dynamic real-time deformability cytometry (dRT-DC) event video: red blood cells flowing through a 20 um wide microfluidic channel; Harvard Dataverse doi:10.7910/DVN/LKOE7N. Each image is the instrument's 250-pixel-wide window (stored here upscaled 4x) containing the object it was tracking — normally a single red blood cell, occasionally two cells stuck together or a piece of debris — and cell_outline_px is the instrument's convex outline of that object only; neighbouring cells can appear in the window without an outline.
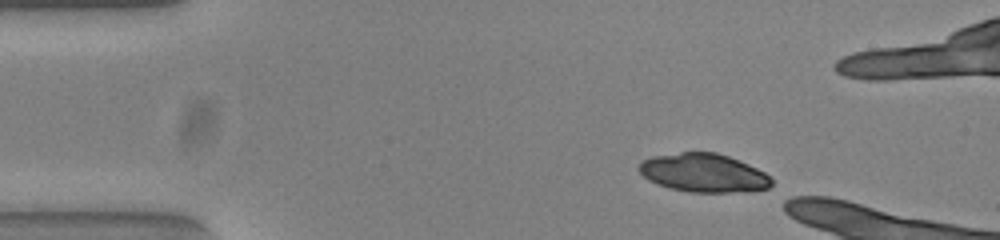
{"species": "common noctule bat (a hibernating species)", "species_latin": "Nyctalus noctula", "temperature_condition": "warm", "stored_images_in_passage": 26, "camera_frame_rate_fps": 3000, "um_per_image_px": 0.085, "animal": {"sex": "female", "body_mass_g": 23.0, "forearm_length_mm": 53.4}, "frame": {"image": 1, "passage_image": 1, "time_ms": 0.0, "image_size_px": [1000, 240], "cell_outline_px": [[772, 184], [768, 188], [748, 192], [692, 192], [668, 188], [648, 180], [636, 168], [644, 160], [652, 156], [680, 152], [716, 152], [728, 156], [748, 164], [764, 172], [772, 180]], "centroid_in_image_um": [59.8, 14.7], "position_along_channel_um": 25.2, "area_um2": 29.77}}